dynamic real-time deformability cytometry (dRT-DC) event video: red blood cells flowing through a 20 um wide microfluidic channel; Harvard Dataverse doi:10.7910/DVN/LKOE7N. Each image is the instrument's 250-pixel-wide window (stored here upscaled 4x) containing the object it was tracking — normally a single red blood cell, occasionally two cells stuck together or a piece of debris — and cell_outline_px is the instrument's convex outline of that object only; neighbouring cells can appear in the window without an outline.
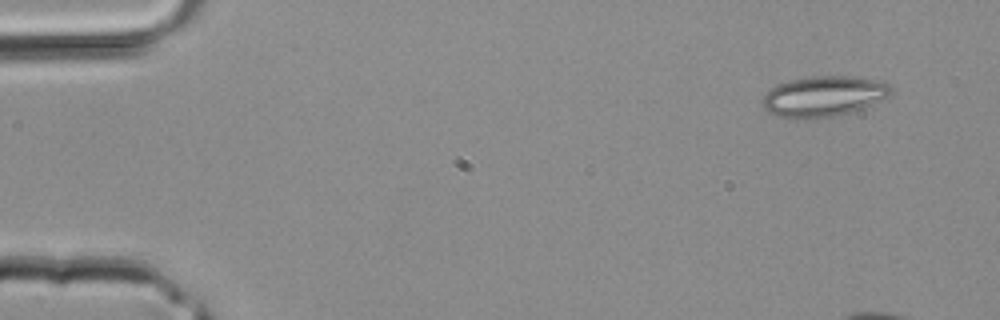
{"species": "common noctule bat (a hibernating species)", "species_latin": "Nyctalus noctula", "temperature_condition": "room temperature", "stored_images_in_passage": 3, "camera_frame_rate_fps": 3000, "um_per_image_px": 0.085, "animal": {"sex": "male", "body_mass_g": 20.4}, "frame": {"image": 1, "passage_image": 1, "time_ms": 0.0, "image_size_px": [1000, 320], "cell_outline_px": [[892, 92], [888, 96], [852, 112], [816, 120], [796, 120], [780, 116], [768, 112], [764, 108], [760, 100], [776, 84], [788, 80], [812, 76], [852, 76], [880, 80], [888, 84], [892, 88]], "centroid_in_image_um": [69.97, 8.2], "position_along_channel_um": 15.0, "area_um2": 30.75}}